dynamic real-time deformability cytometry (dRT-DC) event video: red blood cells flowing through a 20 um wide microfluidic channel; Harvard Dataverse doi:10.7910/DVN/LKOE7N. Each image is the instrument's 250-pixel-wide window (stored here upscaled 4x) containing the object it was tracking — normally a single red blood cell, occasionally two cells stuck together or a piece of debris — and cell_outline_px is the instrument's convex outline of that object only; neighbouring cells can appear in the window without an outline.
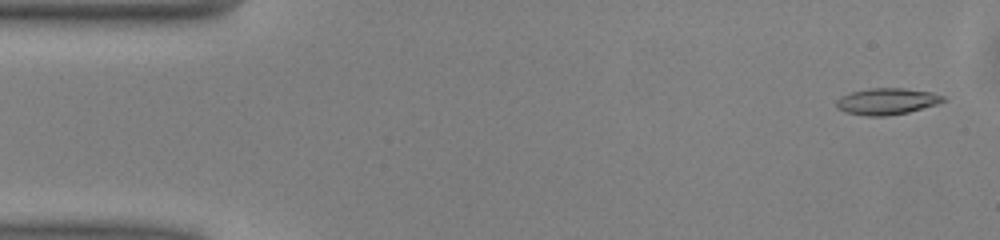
{"species": "common noctule bat (a hibernating species)", "species_latin": "Nyctalus noctula", "temperature_condition": "warm", "stored_images_in_passage": 50, "camera_frame_rate_fps": 3000, "um_per_image_px": 0.085, "animal": {"sex": "male", "body_mass_g": 13.0, "forearm_length_mm": 53.1}, "frame": {"image": 1, "passage_image": 2, "time_ms": 0.333, "image_size_px": [1000, 240], "cell_outline_px": [[948, 100], [936, 104], [908, 112], [884, 116], [868, 116], [844, 112], [836, 108], [836, 100], [840, 96], [852, 92], [868, 88], [904, 88], [932, 92], [944, 96]], "centroid_in_image_um": [75.37, 8.61], "position_along_channel_um": 9.6, "area_um2": 16.53}}
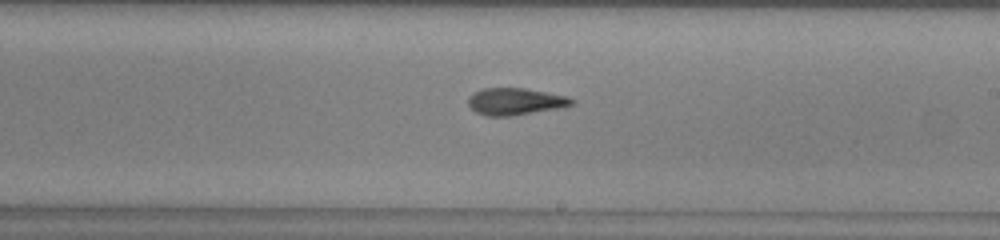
{"frame": {"image": 2, "passage_image": 28, "time_ms": 9.0, "image_size_px": [1000, 240], "cell_outline_px": [[576, 104], [564, 108], [512, 116], [484, 116], [476, 112], [468, 104], [468, 96], [484, 88], [524, 88], [568, 96], [576, 100]], "centroid_in_image_um": [43.87, 8.64], "position_along_channel_um": 245.1, "area_um2": 16.59}}
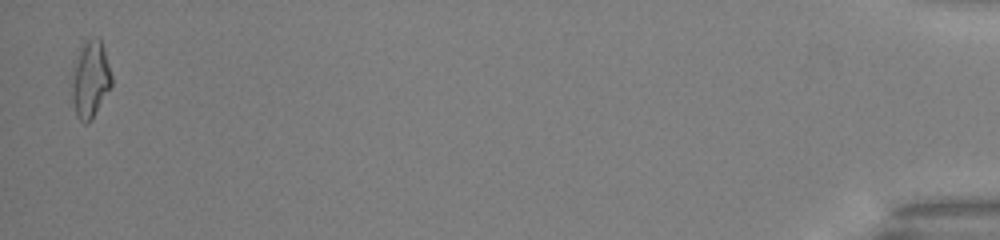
{"frame": {"image": 3, "passage_image": 49, "time_ms": 16.0, "image_size_px": [1000, 240], "cell_outline_px": [[112, 84], [92, 120], [88, 124], [84, 124], [76, 116], [72, 104], [72, 92], [76, 64], [80, 44], [84, 40], [92, 36], [96, 36], [100, 40], [104, 48], [112, 76]], "centroid_in_image_um": [7.7, 6.75], "position_along_channel_um": 427.5, "area_um2": 17.74}, "authors_computed_cell_mechanics": {"area_um2": 16.3574, "velocity_mm_per_s": 4.0808, "shape_relaxation_time_tau1_ms": 5.4516, "shape_relaxation_time_tau2_ms": 2.6867, "deformation_change_tau1": 0.2018, "deformation_change_tau2": 0.119}}